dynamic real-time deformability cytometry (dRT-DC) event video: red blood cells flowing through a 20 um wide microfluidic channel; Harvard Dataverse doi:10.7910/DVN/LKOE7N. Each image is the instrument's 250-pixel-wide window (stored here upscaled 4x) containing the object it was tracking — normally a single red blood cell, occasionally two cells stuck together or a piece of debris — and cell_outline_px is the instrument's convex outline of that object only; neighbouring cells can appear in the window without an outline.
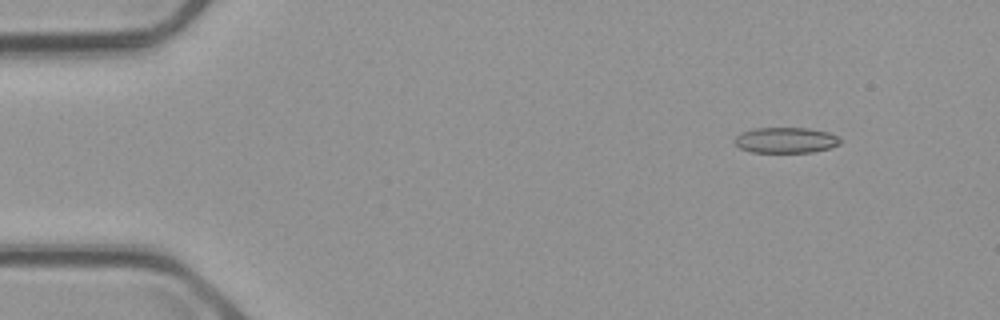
{"species": "common noctule bat (a hibernating species)", "species_latin": "Nyctalus noctula", "temperature_condition": "cold", "stored_images_in_passage": 5, "camera_frame_rate_fps": 3000, "um_per_image_px": 0.085, "animal": {"sex": "male", "body_mass_g": 23.1, "forearm_length_mm": 52.7}, "frame": {"image": 1, "passage_image": 2, "time_ms": 0.333, "image_size_px": [1000, 320], "cell_outline_px": [[840, 144], [832, 148], [812, 152], [752, 152], [740, 148], [732, 140], [736, 136], [744, 132], [756, 128], [808, 128], [828, 132], [836, 136], [840, 140]], "centroid_in_image_um": [66.8, 11.92], "position_along_channel_um": 18.2, "area_um2": 15.72}}